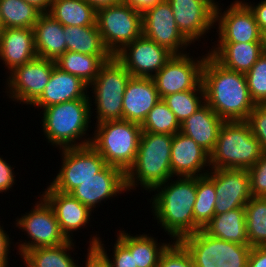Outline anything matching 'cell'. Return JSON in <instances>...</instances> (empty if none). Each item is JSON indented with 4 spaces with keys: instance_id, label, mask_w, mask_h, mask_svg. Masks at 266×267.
Instances as JSON below:
<instances>
[{
    "instance_id": "cell-1",
    "label": "cell",
    "mask_w": 266,
    "mask_h": 267,
    "mask_svg": "<svg viewBox=\"0 0 266 267\" xmlns=\"http://www.w3.org/2000/svg\"><path fill=\"white\" fill-rule=\"evenodd\" d=\"M205 103L224 121H246L255 107L245 74L225 68L207 53L202 68Z\"/></svg>"
},
{
    "instance_id": "cell-2",
    "label": "cell",
    "mask_w": 266,
    "mask_h": 267,
    "mask_svg": "<svg viewBox=\"0 0 266 267\" xmlns=\"http://www.w3.org/2000/svg\"><path fill=\"white\" fill-rule=\"evenodd\" d=\"M176 179V180H175ZM156 186L152 192V214L157 224L173 241L194 234L201 228L194 222L193 207L196 201V177L177 176Z\"/></svg>"
},
{
    "instance_id": "cell-3",
    "label": "cell",
    "mask_w": 266,
    "mask_h": 267,
    "mask_svg": "<svg viewBox=\"0 0 266 267\" xmlns=\"http://www.w3.org/2000/svg\"><path fill=\"white\" fill-rule=\"evenodd\" d=\"M91 99L90 96V99L71 100L43 108L41 122L47 142L59 149L90 145L92 136L87 138L86 135L88 128H92L89 126L93 113Z\"/></svg>"
},
{
    "instance_id": "cell-4",
    "label": "cell",
    "mask_w": 266,
    "mask_h": 267,
    "mask_svg": "<svg viewBox=\"0 0 266 267\" xmlns=\"http://www.w3.org/2000/svg\"><path fill=\"white\" fill-rule=\"evenodd\" d=\"M173 135L142 132L136 159L127 171V191L144 188L149 193L172 175L171 144ZM140 181V182H139Z\"/></svg>"
},
{
    "instance_id": "cell-5",
    "label": "cell",
    "mask_w": 266,
    "mask_h": 267,
    "mask_svg": "<svg viewBox=\"0 0 266 267\" xmlns=\"http://www.w3.org/2000/svg\"><path fill=\"white\" fill-rule=\"evenodd\" d=\"M264 155L247 121H225L210 153L213 169H250Z\"/></svg>"
},
{
    "instance_id": "cell-6",
    "label": "cell",
    "mask_w": 266,
    "mask_h": 267,
    "mask_svg": "<svg viewBox=\"0 0 266 267\" xmlns=\"http://www.w3.org/2000/svg\"><path fill=\"white\" fill-rule=\"evenodd\" d=\"M90 145L105 159L107 165L125 174L135 162L142 128L128 120H110L95 124Z\"/></svg>"
},
{
    "instance_id": "cell-7",
    "label": "cell",
    "mask_w": 266,
    "mask_h": 267,
    "mask_svg": "<svg viewBox=\"0 0 266 267\" xmlns=\"http://www.w3.org/2000/svg\"><path fill=\"white\" fill-rule=\"evenodd\" d=\"M131 74L115 58L105 62L94 81L89 85L97 115L96 123L123 119V95Z\"/></svg>"
},
{
    "instance_id": "cell-8",
    "label": "cell",
    "mask_w": 266,
    "mask_h": 267,
    "mask_svg": "<svg viewBox=\"0 0 266 267\" xmlns=\"http://www.w3.org/2000/svg\"><path fill=\"white\" fill-rule=\"evenodd\" d=\"M189 252L195 267H248L251 246L206 234L202 229L179 241Z\"/></svg>"
},
{
    "instance_id": "cell-9",
    "label": "cell",
    "mask_w": 266,
    "mask_h": 267,
    "mask_svg": "<svg viewBox=\"0 0 266 267\" xmlns=\"http://www.w3.org/2000/svg\"><path fill=\"white\" fill-rule=\"evenodd\" d=\"M96 24L104 44L115 55L142 35V12L118 3L98 9Z\"/></svg>"
},
{
    "instance_id": "cell-10",
    "label": "cell",
    "mask_w": 266,
    "mask_h": 267,
    "mask_svg": "<svg viewBox=\"0 0 266 267\" xmlns=\"http://www.w3.org/2000/svg\"><path fill=\"white\" fill-rule=\"evenodd\" d=\"M40 200L29 212L16 217V227L27 234L29 241L17 242L19 255L38 247H55L68 241L61 232L55 213L49 203L40 195ZM31 240V241H30Z\"/></svg>"
},
{
    "instance_id": "cell-11",
    "label": "cell",
    "mask_w": 266,
    "mask_h": 267,
    "mask_svg": "<svg viewBox=\"0 0 266 267\" xmlns=\"http://www.w3.org/2000/svg\"><path fill=\"white\" fill-rule=\"evenodd\" d=\"M60 150L62 166L49 186L62 193H70L107 165L105 159L91 145Z\"/></svg>"
},
{
    "instance_id": "cell-12",
    "label": "cell",
    "mask_w": 266,
    "mask_h": 267,
    "mask_svg": "<svg viewBox=\"0 0 266 267\" xmlns=\"http://www.w3.org/2000/svg\"><path fill=\"white\" fill-rule=\"evenodd\" d=\"M55 66L54 60L36 57L14 68L7 75L5 93L19 105L31 106L42 95Z\"/></svg>"
},
{
    "instance_id": "cell-13",
    "label": "cell",
    "mask_w": 266,
    "mask_h": 267,
    "mask_svg": "<svg viewBox=\"0 0 266 267\" xmlns=\"http://www.w3.org/2000/svg\"><path fill=\"white\" fill-rule=\"evenodd\" d=\"M190 55L189 52L174 54L152 77L161 99L177 92L194 90L202 83V68L207 53L196 59Z\"/></svg>"
},
{
    "instance_id": "cell-14",
    "label": "cell",
    "mask_w": 266,
    "mask_h": 267,
    "mask_svg": "<svg viewBox=\"0 0 266 267\" xmlns=\"http://www.w3.org/2000/svg\"><path fill=\"white\" fill-rule=\"evenodd\" d=\"M219 5L217 2L215 8L218 43H261V30L253 12L243 1L235 0L224 12Z\"/></svg>"
},
{
    "instance_id": "cell-15",
    "label": "cell",
    "mask_w": 266,
    "mask_h": 267,
    "mask_svg": "<svg viewBox=\"0 0 266 267\" xmlns=\"http://www.w3.org/2000/svg\"><path fill=\"white\" fill-rule=\"evenodd\" d=\"M174 18L171 5L162 0L142 12V35L173 54H184L191 43L178 30Z\"/></svg>"
},
{
    "instance_id": "cell-16",
    "label": "cell",
    "mask_w": 266,
    "mask_h": 267,
    "mask_svg": "<svg viewBox=\"0 0 266 267\" xmlns=\"http://www.w3.org/2000/svg\"><path fill=\"white\" fill-rule=\"evenodd\" d=\"M174 54L141 35L126 44L114 57L133 77H153Z\"/></svg>"
},
{
    "instance_id": "cell-17",
    "label": "cell",
    "mask_w": 266,
    "mask_h": 267,
    "mask_svg": "<svg viewBox=\"0 0 266 267\" xmlns=\"http://www.w3.org/2000/svg\"><path fill=\"white\" fill-rule=\"evenodd\" d=\"M167 1L171 5L178 30L191 44L201 41L200 38L215 28L216 0Z\"/></svg>"
},
{
    "instance_id": "cell-18",
    "label": "cell",
    "mask_w": 266,
    "mask_h": 267,
    "mask_svg": "<svg viewBox=\"0 0 266 267\" xmlns=\"http://www.w3.org/2000/svg\"><path fill=\"white\" fill-rule=\"evenodd\" d=\"M207 175L215 182V215L241 208L252 198L247 169H213Z\"/></svg>"
},
{
    "instance_id": "cell-19",
    "label": "cell",
    "mask_w": 266,
    "mask_h": 267,
    "mask_svg": "<svg viewBox=\"0 0 266 267\" xmlns=\"http://www.w3.org/2000/svg\"><path fill=\"white\" fill-rule=\"evenodd\" d=\"M124 191L127 193L125 173L119 168L106 165L94 177L75 187L70 194L93 211L103 201L124 194Z\"/></svg>"
},
{
    "instance_id": "cell-20",
    "label": "cell",
    "mask_w": 266,
    "mask_h": 267,
    "mask_svg": "<svg viewBox=\"0 0 266 267\" xmlns=\"http://www.w3.org/2000/svg\"><path fill=\"white\" fill-rule=\"evenodd\" d=\"M208 166V167H207ZM208 168V169H205ZM210 154L191 137L178 132L171 144V170L174 177H200L210 171Z\"/></svg>"
},
{
    "instance_id": "cell-21",
    "label": "cell",
    "mask_w": 266,
    "mask_h": 267,
    "mask_svg": "<svg viewBox=\"0 0 266 267\" xmlns=\"http://www.w3.org/2000/svg\"><path fill=\"white\" fill-rule=\"evenodd\" d=\"M41 196L52 207L61 232L68 240H74L73 232L86 228L92 212L86 205L74 198L70 193H62L47 186ZM72 236V237H71Z\"/></svg>"
},
{
    "instance_id": "cell-22",
    "label": "cell",
    "mask_w": 266,
    "mask_h": 267,
    "mask_svg": "<svg viewBox=\"0 0 266 267\" xmlns=\"http://www.w3.org/2000/svg\"><path fill=\"white\" fill-rule=\"evenodd\" d=\"M161 100L151 77H133L123 95V120L142 124L149 111Z\"/></svg>"
},
{
    "instance_id": "cell-23",
    "label": "cell",
    "mask_w": 266,
    "mask_h": 267,
    "mask_svg": "<svg viewBox=\"0 0 266 267\" xmlns=\"http://www.w3.org/2000/svg\"><path fill=\"white\" fill-rule=\"evenodd\" d=\"M88 89L89 85L81 78L55 66L42 95L31 106L43 109L71 100L90 99Z\"/></svg>"
},
{
    "instance_id": "cell-24",
    "label": "cell",
    "mask_w": 266,
    "mask_h": 267,
    "mask_svg": "<svg viewBox=\"0 0 266 267\" xmlns=\"http://www.w3.org/2000/svg\"><path fill=\"white\" fill-rule=\"evenodd\" d=\"M36 57L33 28H4L0 32V60L7 73Z\"/></svg>"
},
{
    "instance_id": "cell-25",
    "label": "cell",
    "mask_w": 266,
    "mask_h": 267,
    "mask_svg": "<svg viewBox=\"0 0 266 267\" xmlns=\"http://www.w3.org/2000/svg\"><path fill=\"white\" fill-rule=\"evenodd\" d=\"M225 121L206 103L181 123L180 132L191 137L209 154L213 151Z\"/></svg>"
},
{
    "instance_id": "cell-26",
    "label": "cell",
    "mask_w": 266,
    "mask_h": 267,
    "mask_svg": "<svg viewBox=\"0 0 266 267\" xmlns=\"http://www.w3.org/2000/svg\"><path fill=\"white\" fill-rule=\"evenodd\" d=\"M209 54L227 69L246 74L263 55L261 43H214Z\"/></svg>"
},
{
    "instance_id": "cell-27",
    "label": "cell",
    "mask_w": 266,
    "mask_h": 267,
    "mask_svg": "<svg viewBox=\"0 0 266 267\" xmlns=\"http://www.w3.org/2000/svg\"><path fill=\"white\" fill-rule=\"evenodd\" d=\"M37 57L56 61L66 52L64 26L49 13H42L33 27Z\"/></svg>"
},
{
    "instance_id": "cell-28",
    "label": "cell",
    "mask_w": 266,
    "mask_h": 267,
    "mask_svg": "<svg viewBox=\"0 0 266 267\" xmlns=\"http://www.w3.org/2000/svg\"><path fill=\"white\" fill-rule=\"evenodd\" d=\"M202 230L214 238L237 244H249L245 207L214 215Z\"/></svg>"
},
{
    "instance_id": "cell-29",
    "label": "cell",
    "mask_w": 266,
    "mask_h": 267,
    "mask_svg": "<svg viewBox=\"0 0 266 267\" xmlns=\"http://www.w3.org/2000/svg\"><path fill=\"white\" fill-rule=\"evenodd\" d=\"M117 238L134 254L137 267H157L161 254L172 243H158L155 237L148 234H136L133 236L125 230L119 229Z\"/></svg>"
},
{
    "instance_id": "cell-30",
    "label": "cell",
    "mask_w": 266,
    "mask_h": 267,
    "mask_svg": "<svg viewBox=\"0 0 266 267\" xmlns=\"http://www.w3.org/2000/svg\"><path fill=\"white\" fill-rule=\"evenodd\" d=\"M66 51L94 56H114L104 44L98 26H64Z\"/></svg>"
},
{
    "instance_id": "cell-31",
    "label": "cell",
    "mask_w": 266,
    "mask_h": 267,
    "mask_svg": "<svg viewBox=\"0 0 266 267\" xmlns=\"http://www.w3.org/2000/svg\"><path fill=\"white\" fill-rule=\"evenodd\" d=\"M48 13L63 26L97 25V10L86 0H53Z\"/></svg>"
},
{
    "instance_id": "cell-32",
    "label": "cell",
    "mask_w": 266,
    "mask_h": 267,
    "mask_svg": "<svg viewBox=\"0 0 266 267\" xmlns=\"http://www.w3.org/2000/svg\"><path fill=\"white\" fill-rule=\"evenodd\" d=\"M73 240H68L55 247H38L26 251L21 259L25 267H79L76 260L71 257L70 251H74ZM70 253V254H69ZM75 261V262H74Z\"/></svg>"
},
{
    "instance_id": "cell-33",
    "label": "cell",
    "mask_w": 266,
    "mask_h": 267,
    "mask_svg": "<svg viewBox=\"0 0 266 267\" xmlns=\"http://www.w3.org/2000/svg\"><path fill=\"white\" fill-rule=\"evenodd\" d=\"M113 57L66 51L55 62L62 71L77 76L90 85L98 75L100 67Z\"/></svg>"
},
{
    "instance_id": "cell-34",
    "label": "cell",
    "mask_w": 266,
    "mask_h": 267,
    "mask_svg": "<svg viewBox=\"0 0 266 267\" xmlns=\"http://www.w3.org/2000/svg\"><path fill=\"white\" fill-rule=\"evenodd\" d=\"M4 28H33L42 12L24 0H0Z\"/></svg>"
},
{
    "instance_id": "cell-35",
    "label": "cell",
    "mask_w": 266,
    "mask_h": 267,
    "mask_svg": "<svg viewBox=\"0 0 266 267\" xmlns=\"http://www.w3.org/2000/svg\"><path fill=\"white\" fill-rule=\"evenodd\" d=\"M244 207L249 245L266 246V197H252Z\"/></svg>"
},
{
    "instance_id": "cell-36",
    "label": "cell",
    "mask_w": 266,
    "mask_h": 267,
    "mask_svg": "<svg viewBox=\"0 0 266 267\" xmlns=\"http://www.w3.org/2000/svg\"><path fill=\"white\" fill-rule=\"evenodd\" d=\"M215 182L208 176L196 177V201L193 207L194 222L202 229L215 215Z\"/></svg>"
},
{
    "instance_id": "cell-37",
    "label": "cell",
    "mask_w": 266,
    "mask_h": 267,
    "mask_svg": "<svg viewBox=\"0 0 266 267\" xmlns=\"http://www.w3.org/2000/svg\"><path fill=\"white\" fill-rule=\"evenodd\" d=\"M169 109L175 114L179 123H183L205 104L202 83L194 90H186L170 94L163 98Z\"/></svg>"
},
{
    "instance_id": "cell-38",
    "label": "cell",
    "mask_w": 266,
    "mask_h": 267,
    "mask_svg": "<svg viewBox=\"0 0 266 267\" xmlns=\"http://www.w3.org/2000/svg\"><path fill=\"white\" fill-rule=\"evenodd\" d=\"M142 132L174 135L180 132L181 124L167 104L161 99L147 114L140 125Z\"/></svg>"
},
{
    "instance_id": "cell-39",
    "label": "cell",
    "mask_w": 266,
    "mask_h": 267,
    "mask_svg": "<svg viewBox=\"0 0 266 267\" xmlns=\"http://www.w3.org/2000/svg\"><path fill=\"white\" fill-rule=\"evenodd\" d=\"M250 97L255 104H266V55L245 74Z\"/></svg>"
},
{
    "instance_id": "cell-40",
    "label": "cell",
    "mask_w": 266,
    "mask_h": 267,
    "mask_svg": "<svg viewBox=\"0 0 266 267\" xmlns=\"http://www.w3.org/2000/svg\"><path fill=\"white\" fill-rule=\"evenodd\" d=\"M93 235L89 241V247H96L109 261L111 267H137L134 261V254L130 252V250L118 239L116 238V242L114 244L112 259L110 258L109 253L104 248V241H101L102 238L100 236Z\"/></svg>"
},
{
    "instance_id": "cell-41",
    "label": "cell",
    "mask_w": 266,
    "mask_h": 267,
    "mask_svg": "<svg viewBox=\"0 0 266 267\" xmlns=\"http://www.w3.org/2000/svg\"><path fill=\"white\" fill-rule=\"evenodd\" d=\"M157 267H195L191 255L178 241H173L161 254Z\"/></svg>"
},
{
    "instance_id": "cell-42",
    "label": "cell",
    "mask_w": 266,
    "mask_h": 267,
    "mask_svg": "<svg viewBox=\"0 0 266 267\" xmlns=\"http://www.w3.org/2000/svg\"><path fill=\"white\" fill-rule=\"evenodd\" d=\"M246 121L252 134L260 142L263 152L266 153V104H256Z\"/></svg>"
},
{
    "instance_id": "cell-43",
    "label": "cell",
    "mask_w": 266,
    "mask_h": 267,
    "mask_svg": "<svg viewBox=\"0 0 266 267\" xmlns=\"http://www.w3.org/2000/svg\"><path fill=\"white\" fill-rule=\"evenodd\" d=\"M252 197H266V153L248 169Z\"/></svg>"
},
{
    "instance_id": "cell-44",
    "label": "cell",
    "mask_w": 266,
    "mask_h": 267,
    "mask_svg": "<svg viewBox=\"0 0 266 267\" xmlns=\"http://www.w3.org/2000/svg\"><path fill=\"white\" fill-rule=\"evenodd\" d=\"M13 169L15 168L0 156V193H6L16 183Z\"/></svg>"
},
{
    "instance_id": "cell-45",
    "label": "cell",
    "mask_w": 266,
    "mask_h": 267,
    "mask_svg": "<svg viewBox=\"0 0 266 267\" xmlns=\"http://www.w3.org/2000/svg\"><path fill=\"white\" fill-rule=\"evenodd\" d=\"M87 252L84 267H111L107 258L96 247L88 246Z\"/></svg>"
},
{
    "instance_id": "cell-46",
    "label": "cell",
    "mask_w": 266,
    "mask_h": 267,
    "mask_svg": "<svg viewBox=\"0 0 266 267\" xmlns=\"http://www.w3.org/2000/svg\"><path fill=\"white\" fill-rule=\"evenodd\" d=\"M253 12L255 20L261 31L266 30V0H261L258 4L245 2L242 0Z\"/></svg>"
},
{
    "instance_id": "cell-47",
    "label": "cell",
    "mask_w": 266,
    "mask_h": 267,
    "mask_svg": "<svg viewBox=\"0 0 266 267\" xmlns=\"http://www.w3.org/2000/svg\"><path fill=\"white\" fill-rule=\"evenodd\" d=\"M4 227L0 225V267H9V250L11 245V238H9V235L6 230H3Z\"/></svg>"
},
{
    "instance_id": "cell-48",
    "label": "cell",
    "mask_w": 266,
    "mask_h": 267,
    "mask_svg": "<svg viewBox=\"0 0 266 267\" xmlns=\"http://www.w3.org/2000/svg\"><path fill=\"white\" fill-rule=\"evenodd\" d=\"M248 267H266V246H254L251 248Z\"/></svg>"
},
{
    "instance_id": "cell-49",
    "label": "cell",
    "mask_w": 266,
    "mask_h": 267,
    "mask_svg": "<svg viewBox=\"0 0 266 267\" xmlns=\"http://www.w3.org/2000/svg\"><path fill=\"white\" fill-rule=\"evenodd\" d=\"M161 1L162 0H122L123 3L140 12L145 11L147 8L152 7Z\"/></svg>"
},
{
    "instance_id": "cell-50",
    "label": "cell",
    "mask_w": 266,
    "mask_h": 267,
    "mask_svg": "<svg viewBox=\"0 0 266 267\" xmlns=\"http://www.w3.org/2000/svg\"><path fill=\"white\" fill-rule=\"evenodd\" d=\"M26 3L36 7L42 13H48L53 0H24Z\"/></svg>"
},
{
    "instance_id": "cell-51",
    "label": "cell",
    "mask_w": 266,
    "mask_h": 267,
    "mask_svg": "<svg viewBox=\"0 0 266 267\" xmlns=\"http://www.w3.org/2000/svg\"><path fill=\"white\" fill-rule=\"evenodd\" d=\"M90 5H92L96 10L103 7H108L118 3H122V0H86Z\"/></svg>"
},
{
    "instance_id": "cell-52",
    "label": "cell",
    "mask_w": 266,
    "mask_h": 267,
    "mask_svg": "<svg viewBox=\"0 0 266 267\" xmlns=\"http://www.w3.org/2000/svg\"><path fill=\"white\" fill-rule=\"evenodd\" d=\"M261 47L263 54L266 55V30L261 31Z\"/></svg>"
},
{
    "instance_id": "cell-53",
    "label": "cell",
    "mask_w": 266,
    "mask_h": 267,
    "mask_svg": "<svg viewBox=\"0 0 266 267\" xmlns=\"http://www.w3.org/2000/svg\"><path fill=\"white\" fill-rule=\"evenodd\" d=\"M4 29V25L2 22V18H1V13H0V32Z\"/></svg>"
}]
</instances>
